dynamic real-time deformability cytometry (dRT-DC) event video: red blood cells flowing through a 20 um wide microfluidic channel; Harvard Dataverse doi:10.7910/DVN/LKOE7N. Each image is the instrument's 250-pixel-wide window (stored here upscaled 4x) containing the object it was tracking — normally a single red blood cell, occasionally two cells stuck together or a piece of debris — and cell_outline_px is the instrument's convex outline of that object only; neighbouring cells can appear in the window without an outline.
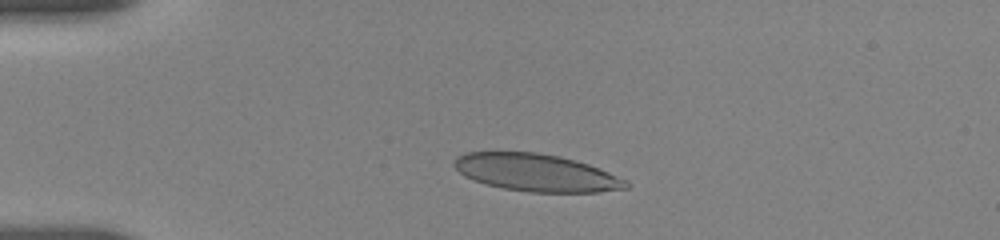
{"species": "human", "species_latin": "Homo sapiens", "temperature_condition": "room temperature", "stored_images_in_passage": 5, "camera_frame_rate_fps": 3000, "um_per_image_px": 0.085, "donor": {"sex": "female"}, "frame": {"image": 1, "passage_image": 3, "time_ms": 2.0, "image_size_px": [1000, 240], "cell_outline_px": [[632, 184], [628, 188], [600, 192], [528, 192], [504, 188], [484, 184], [472, 180], [464, 176], [452, 164], [456, 156], [464, 152], [540, 152], [560, 156], [576, 160], [588, 164], [628, 180]], "centroid_in_image_um": [45.58, 14.67], "position_along_channel_um": 39.4, "area_um2": 37.8}}